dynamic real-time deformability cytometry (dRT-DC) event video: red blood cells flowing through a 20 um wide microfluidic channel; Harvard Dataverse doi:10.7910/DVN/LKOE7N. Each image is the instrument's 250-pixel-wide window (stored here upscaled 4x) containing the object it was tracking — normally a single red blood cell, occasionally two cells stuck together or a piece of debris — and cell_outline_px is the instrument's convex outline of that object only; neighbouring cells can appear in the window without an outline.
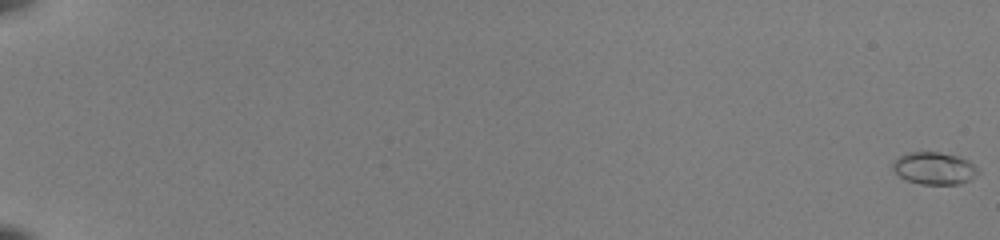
{"species": "common noctule bat (a hibernating species)", "species_latin": "Nyctalus noctula", "temperature_condition": "room temperature", "stored_images_in_passage": 55, "camera_frame_rate_fps": 3000, "um_per_image_px": 0.085, "animal": {"sex": "female", "body_mass_g": 22.0, "forearm_length_mm": 56.7}, "frame": {"image": 1, "passage_image": 1, "time_ms": 0.0, "image_size_px": [1000, 240], "cell_outline_px": [[980, 172], [976, 176], [960, 184], [920, 184], [908, 180], [900, 176], [892, 168], [892, 164], [900, 156], [908, 152], [940, 152], [960, 156], [968, 160], [980, 168]], "centroid_in_image_um": [79.47, 14.3], "position_along_channel_um": 5.5, "area_um2": 16.13}}
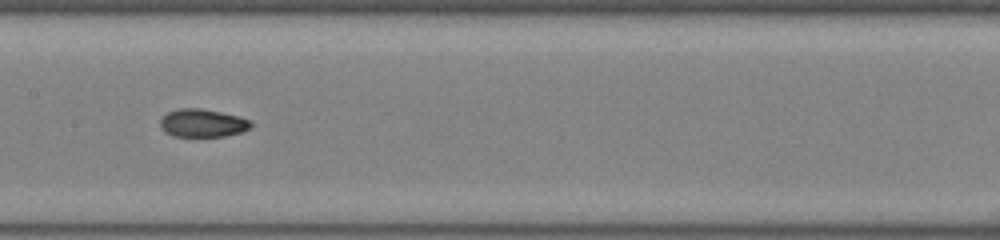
{"frame": {"image": 2, "passage_image": 32, "time_ms": 10.333, "image_size_px": [1000, 240], "cell_outline_px": [[252, 128], [240, 132], [224, 136], [172, 136], [164, 132], [160, 124], [160, 120], [168, 112], [180, 108], [200, 108], [240, 116], [252, 120]], "centroid_in_image_um": [17.25, 10.46], "position_along_channel_um": 190.2, "area_um2": 14.85}}
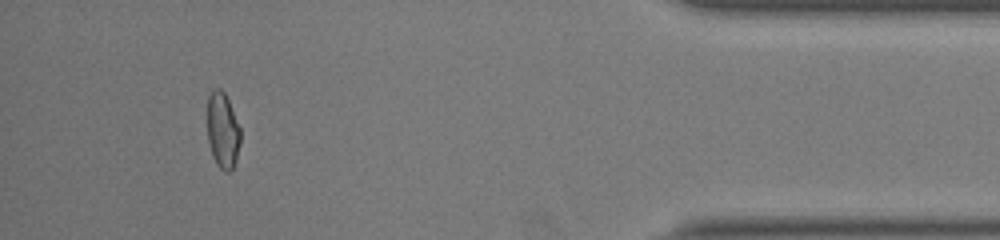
{"frame": {"image": 3, "passage_image": 52, "time_ms": 17.0, "image_size_px": [1000, 240], "cell_outline_px": [[240, 140], [236, 160], [232, 168], [228, 172], [224, 172], [216, 164], [212, 156], [208, 140], [208, 96], [216, 88], [220, 88], [224, 92], [228, 100], [240, 128]], "centroid_in_image_um": [18.92, 11.11], "position_along_channel_um": 416.3, "area_um2": 14.45}, "authors_computed_cell_mechanics": {"area_um2": 14.739, "velocity_mm_per_s": 4.0171, "shape_relaxation_time_tau1_ms": null, "shape_relaxation_time_tau2_ms": 1.4077, "deformation_change_tau1": null, "deformation_change_tau2": 0.0607}}